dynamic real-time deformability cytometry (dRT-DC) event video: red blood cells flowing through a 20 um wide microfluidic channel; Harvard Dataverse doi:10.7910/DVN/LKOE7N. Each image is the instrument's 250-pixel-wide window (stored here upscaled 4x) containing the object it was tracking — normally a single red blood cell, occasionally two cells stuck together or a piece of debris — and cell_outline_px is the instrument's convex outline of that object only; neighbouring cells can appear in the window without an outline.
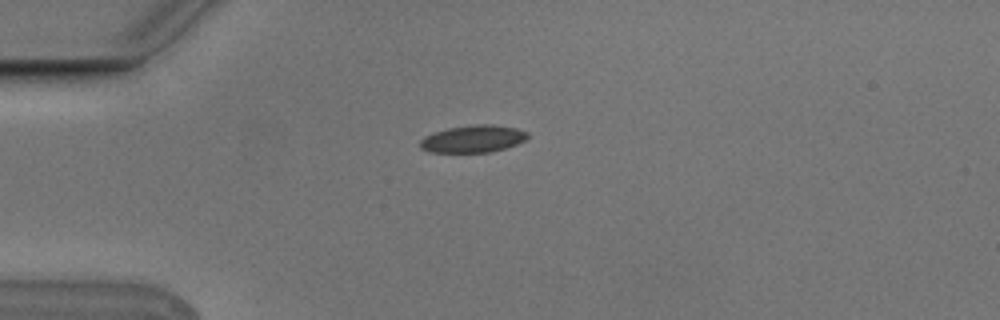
{"species": "Egyptian fruit bat (a non-hibernating species)", "species_latin": "Rousettus aegyptiacus", "temperature_condition": "cold", "stored_images_in_passage": 3, "camera_frame_rate_fps": 3000, "um_per_image_px": 0.085, "animal": {"sex": "male"}, "frame": {"image": 1, "passage_image": 3, "time_ms": 0.667, "image_size_px": [1000, 320], "cell_outline_px": [[528, 136], [524, 140], [516, 144], [504, 148], [488, 152], [428, 152], [420, 148], [420, 140], [424, 136], [432, 132], [448, 128], [476, 124], [492, 124], [516, 128], [528, 132]], "centroid_in_image_um": [40.17, 11.79], "position_along_channel_um": 44.8, "area_um2": 17.05}}